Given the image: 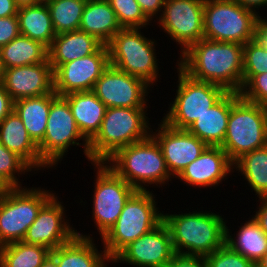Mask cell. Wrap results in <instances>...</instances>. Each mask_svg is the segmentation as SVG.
Returning a JSON list of instances; mask_svg holds the SVG:
<instances>
[{
	"mask_svg": "<svg viewBox=\"0 0 267 267\" xmlns=\"http://www.w3.org/2000/svg\"><path fill=\"white\" fill-rule=\"evenodd\" d=\"M177 60L188 76L239 93L243 79V45L200 39L190 45Z\"/></svg>",
	"mask_w": 267,
	"mask_h": 267,
	"instance_id": "obj_1",
	"label": "cell"
},
{
	"mask_svg": "<svg viewBox=\"0 0 267 267\" xmlns=\"http://www.w3.org/2000/svg\"><path fill=\"white\" fill-rule=\"evenodd\" d=\"M224 219L222 215L206 210L163 214L175 252L203 257L225 244L227 221Z\"/></svg>",
	"mask_w": 267,
	"mask_h": 267,
	"instance_id": "obj_2",
	"label": "cell"
},
{
	"mask_svg": "<svg viewBox=\"0 0 267 267\" xmlns=\"http://www.w3.org/2000/svg\"><path fill=\"white\" fill-rule=\"evenodd\" d=\"M104 163L140 191H146L149 184L162 187L173 177L167 168L161 147L152 135L118 149Z\"/></svg>",
	"mask_w": 267,
	"mask_h": 267,
	"instance_id": "obj_3",
	"label": "cell"
},
{
	"mask_svg": "<svg viewBox=\"0 0 267 267\" xmlns=\"http://www.w3.org/2000/svg\"><path fill=\"white\" fill-rule=\"evenodd\" d=\"M146 115L147 108H107L100 130L89 142L90 163L105 162L118 149L148 138L152 128Z\"/></svg>",
	"mask_w": 267,
	"mask_h": 267,
	"instance_id": "obj_4",
	"label": "cell"
},
{
	"mask_svg": "<svg viewBox=\"0 0 267 267\" xmlns=\"http://www.w3.org/2000/svg\"><path fill=\"white\" fill-rule=\"evenodd\" d=\"M267 146V107L231 92V110L221 148L234 164L244 154Z\"/></svg>",
	"mask_w": 267,
	"mask_h": 267,
	"instance_id": "obj_5",
	"label": "cell"
},
{
	"mask_svg": "<svg viewBox=\"0 0 267 267\" xmlns=\"http://www.w3.org/2000/svg\"><path fill=\"white\" fill-rule=\"evenodd\" d=\"M154 196L152 191L137 190L125 203L116 223L101 238L103 249L111 261L131 242L163 221L164 212L156 207Z\"/></svg>",
	"mask_w": 267,
	"mask_h": 267,
	"instance_id": "obj_6",
	"label": "cell"
},
{
	"mask_svg": "<svg viewBox=\"0 0 267 267\" xmlns=\"http://www.w3.org/2000/svg\"><path fill=\"white\" fill-rule=\"evenodd\" d=\"M140 29L122 28L106 44L109 65L153 86L160 78L156 41L145 37Z\"/></svg>",
	"mask_w": 267,
	"mask_h": 267,
	"instance_id": "obj_7",
	"label": "cell"
},
{
	"mask_svg": "<svg viewBox=\"0 0 267 267\" xmlns=\"http://www.w3.org/2000/svg\"><path fill=\"white\" fill-rule=\"evenodd\" d=\"M261 14L244 8L234 0H204V38L216 42L246 44L255 39Z\"/></svg>",
	"mask_w": 267,
	"mask_h": 267,
	"instance_id": "obj_8",
	"label": "cell"
},
{
	"mask_svg": "<svg viewBox=\"0 0 267 267\" xmlns=\"http://www.w3.org/2000/svg\"><path fill=\"white\" fill-rule=\"evenodd\" d=\"M54 195L41 187L23 186L0 196V246L22 241L40 209Z\"/></svg>",
	"mask_w": 267,
	"mask_h": 267,
	"instance_id": "obj_9",
	"label": "cell"
},
{
	"mask_svg": "<svg viewBox=\"0 0 267 267\" xmlns=\"http://www.w3.org/2000/svg\"><path fill=\"white\" fill-rule=\"evenodd\" d=\"M176 69L178 84L175 98L172 103L170 102L169 111L166 112L162 121L175 129H188L227 91L219 85L195 80L179 67Z\"/></svg>",
	"mask_w": 267,
	"mask_h": 267,
	"instance_id": "obj_10",
	"label": "cell"
},
{
	"mask_svg": "<svg viewBox=\"0 0 267 267\" xmlns=\"http://www.w3.org/2000/svg\"><path fill=\"white\" fill-rule=\"evenodd\" d=\"M80 140L83 142L79 143ZM81 144L89 161V142L79 131L67 100L57 95L51 102L44 138L38 144L39 155L53 168L61 163L71 146L77 147Z\"/></svg>",
	"mask_w": 267,
	"mask_h": 267,
	"instance_id": "obj_11",
	"label": "cell"
},
{
	"mask_svg": "<svg viewBox=\"0 0 267 267\" xmlns=\"http://www.w3.org/2000/svg\"><path fill=\"white\" fill-rule=\"evenodd\" d=\"M97 169L94 180L92 220L101 238L116 223L125 203L137 191L106 163H91Z\"/></svg>",
	"mask_w": 267,
	"mask_h": 267,
	"instance_id": "obj_12",
	"label": "cell"
},
{
	"mask_svg": "<svg viewBox=\"0 0 267 267\" xmlns=\"http://www.w3.org/2000/svg\"><path fill=\"white\" fill-rule=\"evenodd\" d=\"M204 0H165L158 26L180 45L182 54L190 45L204 38Z\"/></svg>",
	"mask_w": 267,
	"mask_h": 267,
	"instance_id": "obj_13",
	"label": "cell"
},
{
	"mask_svg": "<svg viewBox=\"0 0 267 267\" xmlns=\"http://www.w3.org/2000/svg\"><path fill=\"white\" fill-rule=\"evenodd\" d=\"M92 91L107 108H148L146 105L150 85L145 80L111 65L102 72Z\"/></svg>",
	"mask_w": 267,
	"mask_h": 267,
	"instance_id": "obj_14",
	"label": "cell"
},
{
	"mask_svg": "<svg viewBox=\"0 0 267 267\" xmlns=\"http://www.w3.org/2000/svg\"><path fill=\"white\" fill-rule=\"evenodd\" d=\"M175 254L169 228L162 221L126 246L111 263L116 265L123 262L134 267H165Z\"/></svg>",
	"mask_w": 267,
	"mask_h": 267,
	"instance_id": "obj_15",
	"label": "cell"
},
{
	"mask_svg": "<svg viewBox=\"0 0 267 267\" xmlns=\"http://www.w3.org/2000/svg\"><path fill=\"white\" fill-rule=\"evenodd\" d=\"M108 66V49L103 44L91 55L60 65L54 71V92L64 96L72 92L92 91Z\"/></svg>",
	"mask_w": 267,
	"mask_h": 267,
	"instance_id": "obj_16",
	"label": "cell"
},
{
	"mask_svg": "<svg viewBox=\"0 0 267 267\" xmlns=\"http://www.w3.org/2000/svg\"><path fill=\"white\" fill-rule=\"evenodd\" d=\"M62 204L55 194L40 209L22 241L51 251L71 241L77 235V230L66 219L65 206Z\"/></svg>",
	"mask_w": 267,
	"mask_h": 267,
	"instance_id": "obj_17",
	"label": "cell"
},
{
	"mask_svg": "<svg viewBox=\"0 0 267 267\" xmlns=\"http://www.w3.org/2000/svg\"><path fill=\"white\" fill-rule=\"evenodd\" d=\"M157 130L151 135L161 147L167 168L173 178L197 159L208 147L187 129H175L160 120Z\"/></svg>",
	"mask_w": 267,
	"mask_h": 267,
	"instance_id": "obj_18",
	"label": "cell"
},
{
	"mask_svg": "<svg viewBox=\"0 0 267 267\" xmlns=\"http://www.w3.org/2000/svg\"><path fill=\"white\" fill-rule=\"evenodd\" d=\"M3 84L13 101L54 92V71L50 62L3 69Z\"/></svg>",
	"mask_w": 267,
	"mask_h": 267,
	"instance_id": "obj_19",
	"label": "cell"
},
{
	"mask_svg": "<svg viewBox=\"0 0 267 267\" xmlns=\"http://www.w3.org/2000/svg\"><path fill=\"white\" fill-rule=\"evenodd\" d=\"M233 170V171H232ZM233 163L221 147L208 146L202 154L186 166L176 177L194 187H216L233 173Z\"/></svg>",
	"mask_w": 267,
	"mask_h": 267,
	"instance_id": "obj_20",
	"label": "cell"
},
{
	"mask_svg": "<svg viewBox=\"0 0 267 267\" xmlns=\"http://www.w3.org/2000/svg\"><path fill=\"white\" fill-rule=\"evenodd\" d=\"M0 143L21 157L34 171L50 168L41 159L38 145L29 136L23 121L14 110L0 122Z\"/></svg>",
	"mask_w": 267,
	"mask_h": 267,
	"instance_id": "obj_21",
	"label": "cell"
},
{
	"mask_svg": "<svg viewBox=\"0 0 267 267\" xmlns=\"http://www.w3.org/2000/svg\"><path fill=\"white\" fill-rule=\"evenodd\" d=\"M91 236L77 231L71 241L52 250L50 255L56 260L58 267H107L112 261L105 250L99 251L96 248Z\"/></svg>",
	"mask_w": 267,
	"mask_h": 267,
	"instance_id": "obj_22",
	"label": "cell"
},
{
	"mask_svg": "<svg viewBox=\"0 0 267 267\" xmlns=\"http://www.w3.org/2000/svg\"><path fill=\"white\" fill-rule=\"evenodd\" d=\"M231 110V92L227 91L212 107L187 129L207 146L221 147L226 136Z\"/></svg>",
	"mask_w": 267,
	"mask_h": 267,
	"instance_id": "obj_23",
	"label": "cell"
},
{
	"mask_svg": "<svg viewBox=\"0 0 267 267\" xmlns=\"http://www.w3.org/2000/svg\"><path fill=\"white\" fill-rule=\"evenodd\" d=\"M103 43L81 30L55 36L48 48V59L55 71L60 65L95 53Z\"/></svg>",
	"mask_w": 267,
	"mask_h": 267,
	"instance_id": "obj_24",
	"label": "cell"
},
{
	"mask_svg": "<svg viewBox=\"0 0 267 267\" xmlns=\"http://www.w3.org/2000/svg\"><path fill=\"white\" fill-rule=\"evenodd\" d=\"M63 97L70 106L79 131L90 142L100 130L107 106L93 91L72 92Z\"/></svg>",
	"mask_w": 267,
	"mask_h": 267,
	"instance_id": "obj_25",
	"label": "cell"
},
{
	"mask_svg": "<svg viewBox=\"0 0 267 267\" xmlns=\"http://www.w3.org/2000/svg\"><path fill=\"white\" fill-rule=\"evenodd\" d=\"M121 29L107 0H87L79 30L87 32L106 45Z\"/></svg>",
	"mask_w": 267,
	"mask_h": 267,
	"instance_id": "obj_26",
	"label": "cell"
},
{
	"mask_svg": "<svg viewBox=\"0 0 267 267\" xmlns=\"http://www.w3.org/2000/svg\"><path fill=\"white\" fill-rule=\"evenodd\" d=\"M56 96L57 94L52 92L14 101L13 110L21 118L29 136L37 145L44 138L51 102Z\"/></svg>",
	"mask_w": 267,
	"mask_h": 267,
	"instance_id": "obj_27",
	"label": "cell"
},
{
	"mask_svg": "<svg viewBox=\"0 0 267 267\" xmlns=\"http://www.w3.org/2000/svg\"><path fill=\"white\" fill-rule=\"evenodd\" d=\"M16 16L21 35L51 46L56 33L46 2L19 7Z\"/></svg>",
	"mask_w": 267,
	"mask_h": 267,
	"instance_id": "obj_28",
	"label": "cell"
},
{
	"mask_svg": "<svg viewBox=\"0 0 267 267\" xmlns=\"http://www.w3.org/2000/svg\"><path fill=\"white\" fill-rule=\"evenodd\" d=\"M242 224L236 233V237L235 235L232 236L226 225L225 244L254 264H258L267 254V235L253 216Z\"/></svg>",
	"mask_w": 267,
	"mask_h": 267,
	"instance_id": "obj_29",
	"label": "cell"
},
{
	"mask_svg": "<svg viewBox=\"0 0 267 267\" xmlns=\"http://www.w3.org/2000/svg\"><path fill=\"white\" fill-rule=\"evenodd\" d=\"M0 59L3 69L49 62L48 47L19 34L7 45L0 47Z\"/></svg>",
	"mask_w": 267,
	"mask_h": 267,
	"instance_id": "obj_30",
	"label": "cell"
},
{
	"mask_svg": "<svg viewBox=\"0 0 267 267\" xmlns=\"http://www.w3.org/2000/svg\"><path fill=\"white\" fill-rule=\"evenodd\" d=\"M258 197L267 196V146L244 154L234 164Z\"/></svg>",
	"mask_w": 267,
	"mask_h": 267,
	"instance_id": "obj_31",
	"label": "cell"
},
{
	"mask_svg": "<svg viewBox=\"0 0 267 267\" xmlns=\"http://www.w3.org/2000/svg\"><path fill=\"white\" fill-rule=\"evenodd\" d=\"M51 250L23 241L0 246V267H41Z\"/></svg>",
	"mask_w": 267,
	"mask_h": 267,
	"instance_id": "obj_32",
	"label": "cell"
},
{
	"mask_svg": "<svg viewBox=\"0 0 267 267\" xmlns=\"http://www.w3.org/2000/svg\"><path fill=\"white\" fill-rule=\"evenodd\" d=\"M87 0H48L56 35L79 30L81 17Z\"/></svg>",
	"mask_w": 267,
	"mask_h": 267,
	"instance_id": "obj_33",
	"label": "cell"
},
{
	"mask_svg": "<svg viewBox=\"0 0 267 267\" xmlns=\"http://www.w3.org/2000/svg\"><path fill=\"white\" fill-rule=\"evenodd\" d=\"M122 28L147 27L152 23L143 13L136 0H107Z\"/></svg>",
	"mask_w": 267,
	"mask_h": 267,
	"instance_id": "obj_34",
	"label": "cell"
},
{
	"mask_svg": "<svg viewBox=\"0 0 267 267\" xmlns=\"http://www.w3.org/2000/svg\"><path fill=\"white\" fill-rule=\"evenodd\" d=\"M267 72V51L253 39L243 45L242 86L254 75Z\"/></svg>",
	"mask_w": 267,
	"mask_h": 267,
	"instance_id": "obj_35",
	"label": "cell"
},
{
	"mask_svg": "<svg viewBox=\"0 0 267 267\" xmlns=\"http://www.w3.org/2000/svg\"><path fill=\"white\" fill-rule=\"evenodd\" d=\"M33 170L21 157L0 143V173L13 187H22L18 177Z\"/></svg>",
	"mask_w": 267,
	"mask_h": 267,
	"instance_id": "obj_36",
	"label": "cell"
},
{
	"mask_svg": "<svg viewBox=\"0 0 267 267\" xmlns=\"http://www.w3.org/2000/svg\"><path fill=\"white\" fill-rule=\"evenodd\" d=\"M207 267H254L255 264L224 244L206 257Z\"/></svg>",
	"mask_w": 267,
	"mask_h": 267,
	"instance_id": "obj_37",
	"label": "cell"
},
{
	"mask_svg": "<svg viewBox=\"0 0 267 267\" xmlns=\"http://www.w3.org/2000/svg\"><path fill=\"white\" fill-rule=\"evenodd\" d=\"M239 95L247 101L267 107V72L252 76Z\"/></svg>",
	"mask_w": 267,
	"mask_h": 267,
	"instance_id": "obj_38",
	"label": "cell"
},
{
	"mask_svg": "<svg viewBox=\"0 0 267 267\" xmlns=\"http://www.w3.org/2000/svg\"><path fill=\"white\" fill-rule=\"evenodd\" d=\"M19 34L17 16L0 18V47L7 45Z\"/></svg>",
	"mask_w": 267,
	"mask_h": 267,
	"instance_id": "obj_39",
	"label": "cell"
},
{
	"mask_svg": "<svg viewBox=\"0 0 267 267\" xmlns=\"http://www.w3.org/2000/svg\"><path fill=\"white\" fill-rule=\"evenodd\" d=\"M165 267H207L203 256L175 254Z\"/></svg>",
	"mask_w": 267,
	"mask_h": 267,
	"instance_id": "obj_40",
	"label": "cell"
},
{
	"mask_svg": "<svg viewBox=\"0 0 267 267\" xmlns=\"http://www.w3.org/2000/svg\"><path fill=\"white\" fill-rule=\"evenodd\" d=\"M145 16L152 21L161 16L165 0H136ZM159 13V15H158ZM158 15V16H157ZM157 16V17H155Z\"/></svg>",
	"mask_w": 267,
	"mask_h": 267,
	"instance_id": "obj_41",
	"label": "cell"
},
{
	"mask_svg": "<svg viewBox=\"0 0 267 267\" xmlns=\"http://www.w3.org/2000/svg\"><path fill=\"white\" fill-rule=\"evenodd\" d=\"M14 109V101L0 82V122Z\"/></svg>",
	"mask_w": 267,
	"mask_h": 267,
	"instance_id": "obj_42",
	"label": "cell"
},
{
	"mask_svg": "<svg viewBox=\"0 0 267 267\" xmlns=\"http://www.w3.org/2000/svg\"><path fill=\"white\" fill-rule=\"evenodd\" d=\"M258 198V202L260 201L261 205H258L259 207L256 208L258 210L255 211V215L253 214V218L267 235V196Z\"/></svg>",
	"mask_w": 267,
	"mask_h": 267,
	"instance_id": "obj_43",
	"label": "cell"
},
{
	"mask_svg": "<svg viewBox=\"0 0 267 267\" xmlns=\"http://www.w3.org/2000/svg\"><path fill=\"white\" fill-rule=\"evenodd\" d=\"M261 17L256 26L255 39L267 51V19Z\"/></svg>",
	"mask_w": 267,
	"mask_h": 267,
	"instance_id": "obj_44",
	"label": "cell"
},
{
	"mask_svg": "<svg viewBox=\"0 0 267 267\" xmlns=\"http://www.w3.org/2000/svg\"><path fill=\"white\" fill-rule=\"evenodd\" d=\"M18 9L14 0H0V18L16 16Z\"/></svg>",
	"mask_w": 267,
	"mask_h": 267,
	"instance_id": "obj_45",
	"label": "cell"
},
{
	"mask_svg": "<svg viewBox=\"0 0 267 267\" xmlns=\"http://www.w3.org/2000/svg\"><path fill=\"white\" fill-rule=\"evenodd\" d=\"M236 1L238 4H240L241 6H243L244 8L250 9L252 11H254L255 13H259V11L257 12V10H259V8H267V0H234Z\"/></svg>",
	"mask_w": 267,
	"mask_h": 267,
	"instance_id": "obj_46",
	"label": "cell"
},
{
	"mask_svg": "<svg viewBox=\"0 0 267 267\" xmlns=\"http://www.w3.org/2000/svg\"><path fill=\"white\" fill-rule=\"evenodd\" d=\"M12 188L13 186L0 173V196L5 195Z\"/></svg>",
	"mask_w": 267,
	"mask_h": 267,
	"instance_id": "obj_47",
	"label": "cell"
},
{
	"mask_svg": "<svg viewBox=\"0 0 267 267\" xmlns=\"http://www.w3.org/2000/svg\"><path fill=\"white\" fill-rule=\"evenodd\" d=\"M18 7L35 5L41 3V0H14Z\"/></svg>",
	"mask_w": 267,
	"mask_h": 267,
	"instance_id": "obj_48",
	"label": "cell"
},
{
	"mask_svg": "<svg viewBox=\"0 0 267 267\" xmlns=\"http://www.w3.org/2000/svg\"><path fill=\"white\" fill-rule=\"evenodd\" d=\"M41 267H58L56 260L49 255Z\"/></svg>",
	"mask_w": 267,
	"mask_h": 267,
	"instance_id": "obj_49",
	"label": "cell"
},
{
	"mask_svg": "<svg viewBox=\"0 0 267 267\" xmlns=\"http://www.w3.org/2000/svg\"><path fill=\"white\" fill-rule=\"evenodd\" d=\"M260 267H267V254L264 256V258L258 263Z\"/></svg>",
	"mask_w": 267,
	"mask_h": 267,
	"instance_id": "obj_50",
	"label": "cell"
},
{
	"mask_svg": "<svg viewBox=\"0 0 267 267\" xmlns=\"http://www.w3.org/2000/svg\"><path fill=\"white\" fill-rule=\"evenodd\" d=\"M2 78H3V68L1 65V59H0V82L2 81Z\"/></svg>",
	"mask_w": 267,
	"mask_h": 267,
	"instance_id": "obj_51",
	"label": "cell"
}]
</instances>
